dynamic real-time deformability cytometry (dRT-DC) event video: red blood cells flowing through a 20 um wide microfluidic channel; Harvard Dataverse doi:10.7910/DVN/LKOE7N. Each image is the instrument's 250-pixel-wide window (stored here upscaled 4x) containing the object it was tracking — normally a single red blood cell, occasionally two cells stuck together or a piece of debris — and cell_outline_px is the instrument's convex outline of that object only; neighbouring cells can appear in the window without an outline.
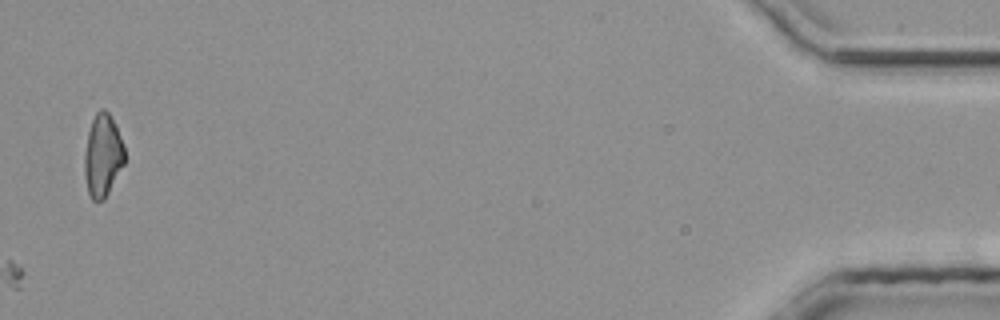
{"species": "common noctule bat (a hibernating species)", "species_latin": "Nyctalus noctula", "temperature_condition": "room temperature", "stored_images_in_passage": 29, "camera_frame_rate_fps": 3000, "um_per_image_px": 0.085, "animal": {"sex": "male", "body_mass_g": 20.4}, "frame": {"image": 1, "passage_image": 29, "time_ms": 9.333, "image_size_px": [1000, 320], "cell_outline_px": [[124, 164], [104, 200], [92, 200], [88, 192], [84, 176], [84, 152], [88, 132], [92, 120], [96, 112], [100, 108], [104, 108], [108, 112], [124, 144]], "centroid_in_image_um": [8.71, 13.22], "position_along_channel_um": 426.5, "area_um2": 19.25}}